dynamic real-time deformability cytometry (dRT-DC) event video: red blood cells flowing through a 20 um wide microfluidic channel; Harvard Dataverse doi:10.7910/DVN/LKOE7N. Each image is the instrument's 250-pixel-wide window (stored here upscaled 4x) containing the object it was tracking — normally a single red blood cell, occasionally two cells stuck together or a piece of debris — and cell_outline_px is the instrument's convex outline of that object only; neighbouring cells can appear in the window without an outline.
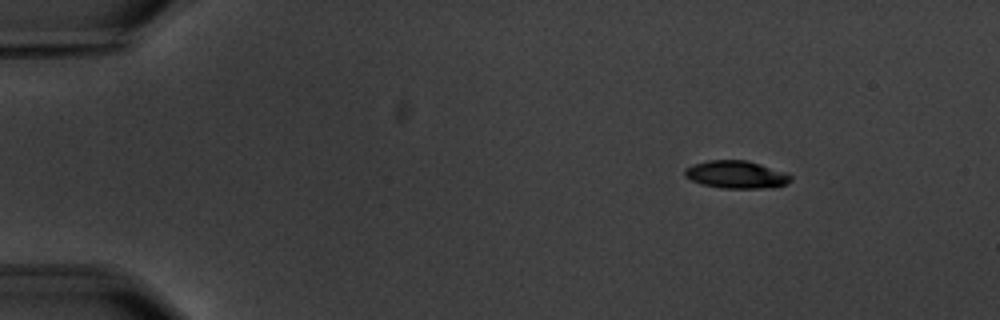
{"species": "common noctule bat (a hibernating species)", "species_latin": "Nyctalus noctula", "temperature_condition": "warm", "stored_images_in_passage": 8, "camera_frame_rate_fps": 3000, "um_per_image_px": 0.085, "animal": {"sex": "male", "body_mass_g": 20.1, "forearm_length_mm": 53.5}, "frame": {"image": 1, "passage_image": 1, "time_ms": 0.0, "image_size_px": [1000, 320], "cell_outline_px": [[792, 180], [788, 184], [772, 188], [720, 188], [700, 184], [684, 176], [684, 168], [692, 164], [708, 160], [744, 160], [760, 164], [788, 172], [792, 176]], "centroid_in_image_um": [62.6, 14.84], "position_along_channel_um": 22.4, "area_um2": 17.4}}
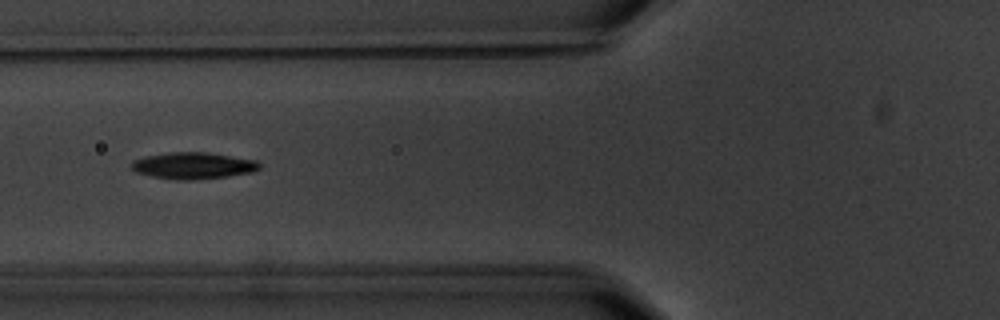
{"frame": {"image": 2, "passage_image": 5, "time_ms": 5.0, "image_size_px": [1000, 320], "cell_outline_px": [[260, 168], [252, 172], [228, 176], [192, 180], [176, 180], [152, 176], [136, 172], [132, 168], [132, 160], [144, 156], [168, 152], [208, 152], [256, 160], [260, 164]], "centroid_in_image_um": [16.41, 14.07], "position_along_channel_um": 109.4, "area_um2": 19.88}}
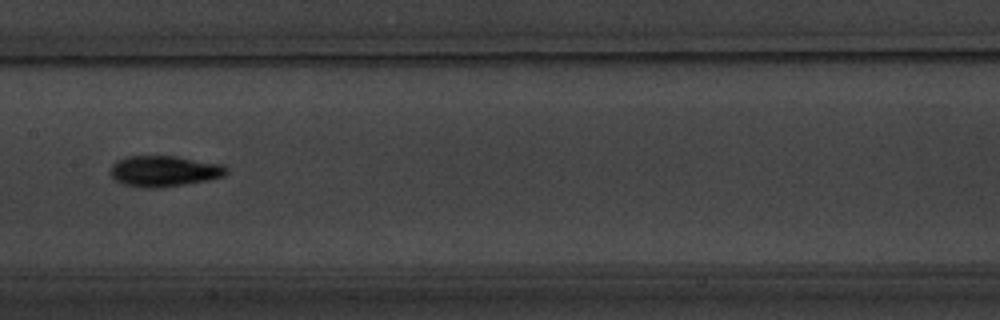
{"frame": {"image": 3, "passage_image": 7, "time_ms": 7.333, "image_size_px": [1000, 320], "cell_outline_px": [[228, 172], [224, 176], [208, 180], [160, 188], [144, 188], [124, 184], [116, 180], [108, 172], [112, 164], [116, 160], [124, 156], [176, 156], [224, 164], [228, 168]], "centroid_in_image_um": [13.95, 14.53], "position_along_channel_um": 193.5, "area_um2": 21.15}}